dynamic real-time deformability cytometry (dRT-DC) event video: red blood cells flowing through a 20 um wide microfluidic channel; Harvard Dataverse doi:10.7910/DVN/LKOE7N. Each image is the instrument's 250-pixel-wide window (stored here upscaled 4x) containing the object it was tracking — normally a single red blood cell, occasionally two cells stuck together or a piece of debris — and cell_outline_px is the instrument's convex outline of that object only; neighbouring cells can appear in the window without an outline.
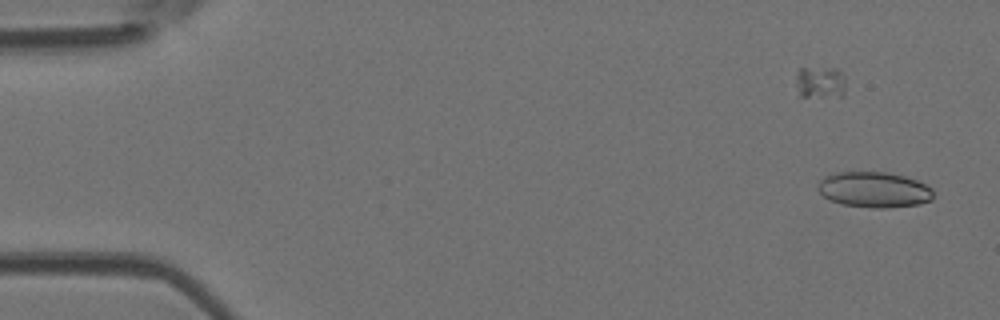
{"species": "Egyptian fruit bat (a non-hibernating species)", "species_latin": "Rousettus aegyptiacus", "temperature_condition": "room temperature", "stored_images_in_passage": 11, "camera_frame_rate_fps": 3000, "um_per_image_px": 0.085, "animal": {"sex": "female"}, "frame": {"image": 1, "passage_image": 2, "time_ms": 0.333, "image_size_px": [1000, 320], "cell_outline_px": [[932, 200], [920, 204], [884, 208], [868, 208], [840, 204], [828, 200], [816, 188], [816, 184], [824, 176], [836, 172], [888, 172], [904, 176], [916, 180], [932, 188]], "centroid_in_image_um": [74.25, 16.13], "position_along_channel_um": 10.8, "area_um2": 24.22}}